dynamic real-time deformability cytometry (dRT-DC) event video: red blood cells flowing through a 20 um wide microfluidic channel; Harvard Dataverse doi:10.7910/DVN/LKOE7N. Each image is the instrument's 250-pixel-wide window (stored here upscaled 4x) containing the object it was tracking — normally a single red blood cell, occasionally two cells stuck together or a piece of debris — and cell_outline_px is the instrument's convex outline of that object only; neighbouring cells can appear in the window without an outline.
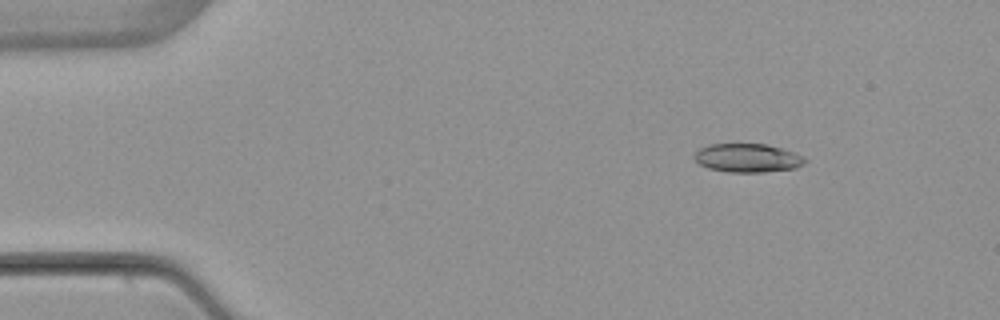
{"species": "common noctule bat (a hibernating species)", "species_latin": "Nyctalus noctula", "temperature_condition": "warm", "stored_images_in_passage": 4, "camera_frame_rate_fps": 3000, "um_per_image_px": 0.085, "animal": {"sex": "female", "body_mass_g": 22.7, "forearm_length_mm": 54.2}, "frame": {"image": 1, "passage_image": 2, "time_ms": 2.0, "image_size_px": [1000, 320], "cell_outline_px": [[808, 160], [804, 164], [796, 168], [764, 172], [728, 172], [708, 168], [700, 164], [692, 156], [700, 148], [708, 144], [768, 144], [804, 156]], "centroid_in_image_um": [63.55, 13.43], "position_along_channel_um": 21.4, "area_um2": 18.5}}